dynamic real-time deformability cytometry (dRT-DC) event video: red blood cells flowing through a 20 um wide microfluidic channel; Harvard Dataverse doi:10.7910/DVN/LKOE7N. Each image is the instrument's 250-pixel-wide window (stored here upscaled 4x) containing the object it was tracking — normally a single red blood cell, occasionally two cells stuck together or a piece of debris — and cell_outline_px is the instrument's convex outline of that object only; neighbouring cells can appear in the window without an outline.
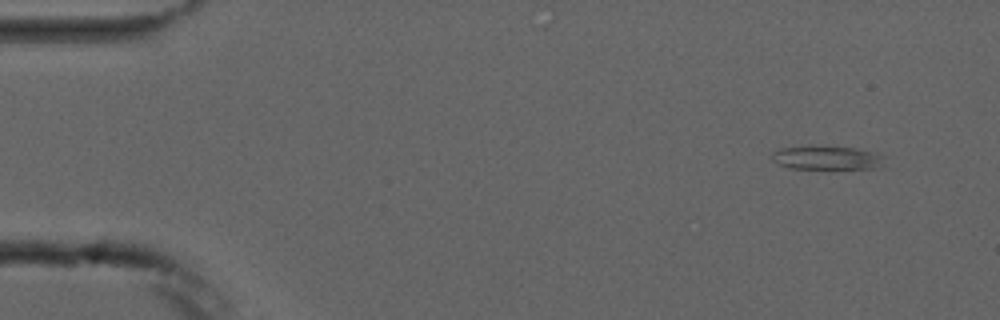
{"species": "common noctule bat (a hibernating species)", "species_latin": "Nyctalus noctula", "temperature_condition": "cold", "stored_images_in_passage": 3, "camera_frame_rate_fps": 3000, "um_per_image_px": 0.085, "animal": {"sex": "male", "forearm_length_mm": 52.5}, "frame": {"image": 1, "passage_image": 1, "time_ms": 0.0, "image_size_px": [1000, 320], "cell_outline_px": [[888, 156], [880, 168], [788, 168], [776, 164], [772, 160], [772, 152], [780, 148], [808, 144], [856, 148], [876, 152]], "centroid_in_image_um": [70.29, 13.38], "position_along_channel_um": 14.7, "area_um2": 16.24}}
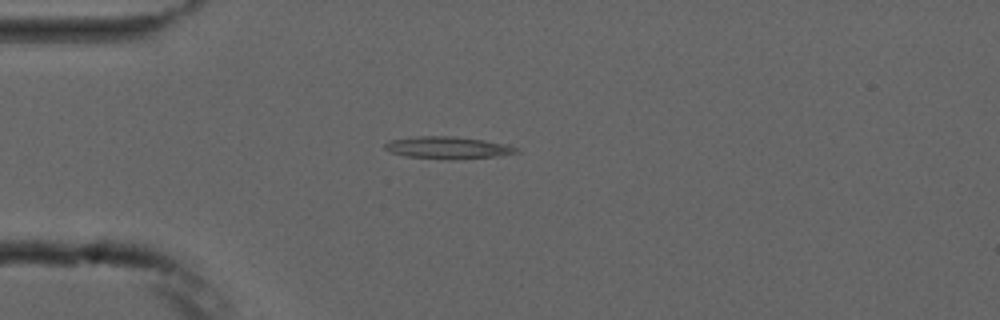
{"frame": {"image": 2, "passage_image": 3, "time_ms": 3.333, "image_size_px": [1000, 320], "cell_outline_px": [[520, 152], [500, 156], [452, 160], [444, 160], [408, 156], [392, 152], [384, 148], [384, 144], [388, 140], [416, 136], [452, 136], [484, 140], [508, 144], [516, 148]], "centroid_in_image_um": [38.08, 12.56], "position_along_channel_um": 46.9, "area_um2": 17.17}}